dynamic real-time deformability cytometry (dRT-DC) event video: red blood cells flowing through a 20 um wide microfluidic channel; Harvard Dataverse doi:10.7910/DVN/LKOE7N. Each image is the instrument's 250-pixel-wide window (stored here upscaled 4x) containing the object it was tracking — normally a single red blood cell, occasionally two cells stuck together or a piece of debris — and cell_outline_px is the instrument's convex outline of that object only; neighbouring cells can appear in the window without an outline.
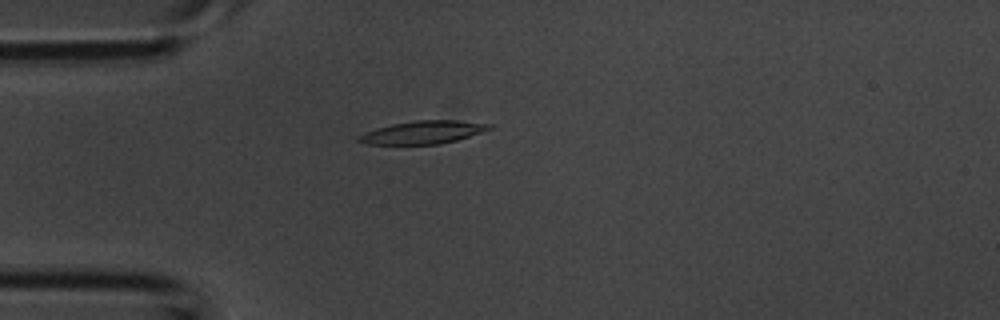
{"species": "common noctule bat (a hibernating species)", "species_latin": "Nyctalus noctula", "temperature_condition": "room temperature", "stored_images_in_passage": 32, "camera_frame_rate_fps": 3000, "um_per_image_px": 0.085, "animal": {"sex": "male", "body_mass_g": 20.1, "forearm_length_mm": 53.5}, "frame": {"image": 1, "passage_image": 2, "time_ms": 0.333, "image_size_px": [1000, 320], "cell_outline_px": [[492, 128], [456, 140], [440, 144], [364, 144], [356, 140], [356, 136], [376, 128], [392, 124], [416, 120], [456, 120], [492, 124]], "centroid_in_image_um": [35.9, 11.24], "position_along_channel_um": 49.1, "area_um2": 17.34}}
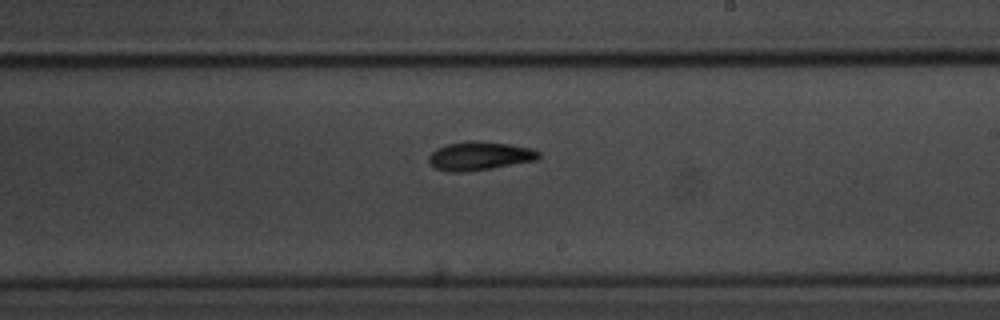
{"frame": {"image": 2, "passage_image": 15, "time_ms": 4.667, "image_size_px": [1000, 320], "cell_outline_px": [[540, 160], [492, 168], [460, 172], [448, 172], [436, 168], [428, 160], [428, 156], [436, 148], [448, 144], [472, 140], [476, 140], [508, 144], [532, 148], [540, 152]], "centroid_in_image_um": [40.8, 13.25], "position_along_channel_um": 248.2, "area_um2": 18.38}}
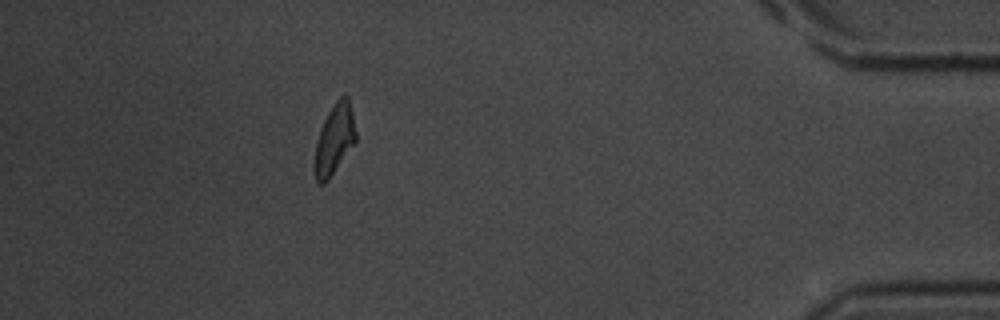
{"frame": {"image": 3, "passage_image": 28, "time_ms": 9.0, "image_size_px": [1000, 320], "cell_outline_px": [[356, 144], [328, 180], [324, 184], [320, 184], [316, 180], [316, 144], [320, 128], [328, 112], [336, 100], [340, 96], [348, 96], [356, 132]], "centroid_in_image_um": [28.46, 11.84], "position_along_channel_um": 406.7, "area_um2": 16.65}}